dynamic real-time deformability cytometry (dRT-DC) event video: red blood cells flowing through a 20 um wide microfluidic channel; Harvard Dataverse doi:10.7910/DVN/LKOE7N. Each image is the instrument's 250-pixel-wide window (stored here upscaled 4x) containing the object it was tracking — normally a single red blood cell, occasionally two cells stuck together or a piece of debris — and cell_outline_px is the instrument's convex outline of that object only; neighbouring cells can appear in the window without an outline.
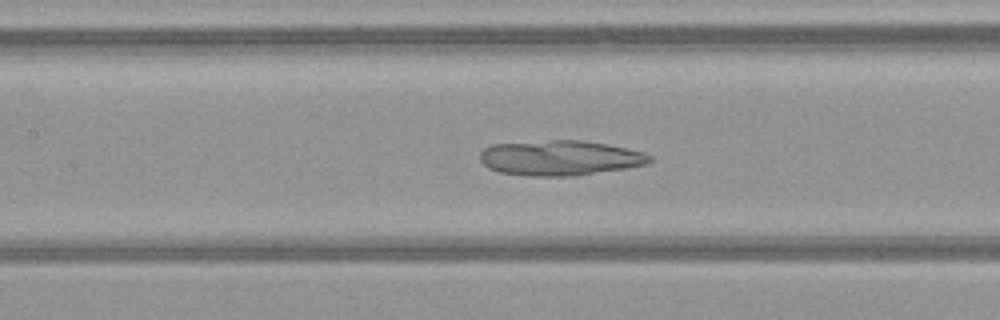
{"species": "common noctule bat (a hibernating species)", "species_latin": "Nyctalus noctula", "temperature_condition": "warm", "stored_images_in_passage": 52, "camera_frame_rate_fps": 3000, "um_per_image_px": 0.085, "animal": {"sex": "female", "body_mass_g": 21.9}, "frame": {"image": 1, "passage_image": 25, "time_ms": 8.0, "image_size_px": [1000, 320], "cell_outline_px": [[652, 160], [648, 164], [576, 176], [528, 176], [500, 172], [488, 168], [480, 160], [480, 152], [484, 148], [492, 144], [552, 140], [584, 140], [608, 144], [644, 152], [652, 156]], "centroid_in_image_um": [47.6, 13.42], "position_along_channel_um": 159.8, "area_um2": 34.85}}
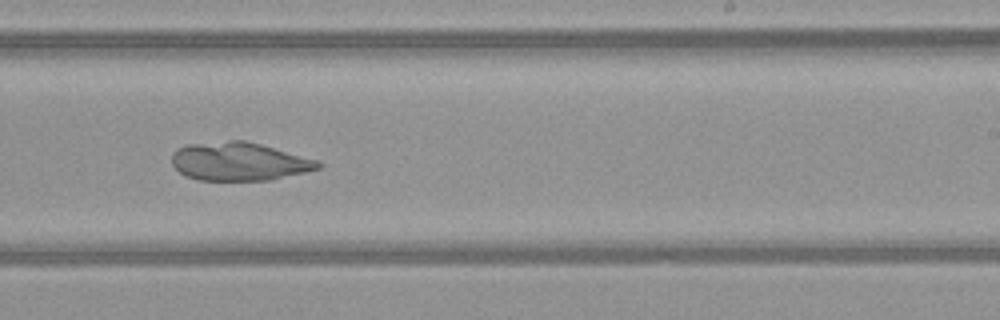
{"frame": {"image": 2, "passage_image": 33, "time_ms": 10.667, "image_size_px": [1000, 320], "cell_outline_px": [[324, 164], [320, 168], [272, 180], [200, 180], [188, 176], [180, 172], [172, 164], [172, 152], [176, 148], [188, 144], [228, 140], [244, 140], [260, 144], [320, 160]], "centroid_in_image_um": [20.35, 13.72], "position_along_channel_um": 268.7, "area_um2": 32.77}}
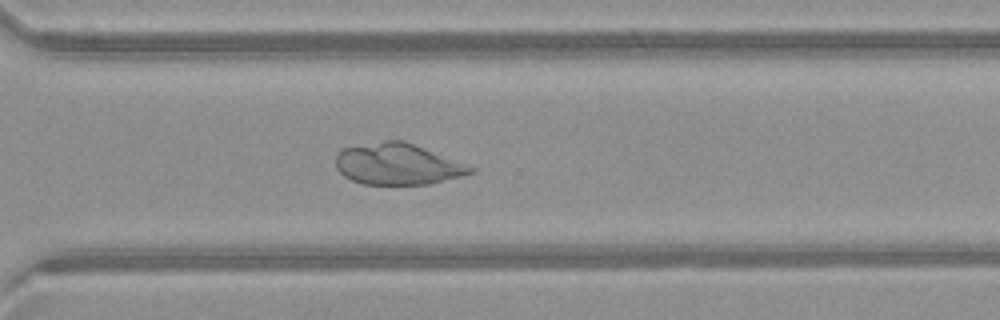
{"frame": {"image": 3, "passage_image": 38, "time_ms": 12.333, "image_size_px": [1000, 320], "cell_outline_px": [[476, 172], [428, 184], [364, 184], [352, 180], [344, 176], [336, 168], [336, 156], [344, 148], [384, 140], [404, 140], [468, 164], [476, 168]], "centroid_in_image_um": [33.83, 13.94], "position_along_channel_um": 336.8, "area_um2": 32.31}}